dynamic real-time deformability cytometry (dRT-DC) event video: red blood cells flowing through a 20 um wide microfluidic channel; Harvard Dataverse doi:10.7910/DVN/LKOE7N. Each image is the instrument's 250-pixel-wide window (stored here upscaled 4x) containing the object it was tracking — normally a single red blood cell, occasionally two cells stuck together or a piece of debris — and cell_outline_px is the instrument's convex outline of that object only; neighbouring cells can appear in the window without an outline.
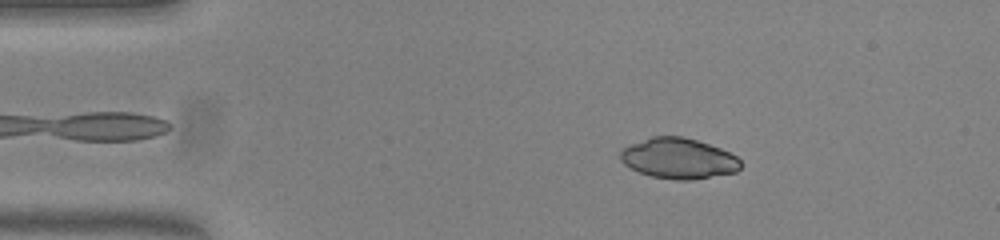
{"species": "common noctule bat (a hibernating species)", "species_latin": "Nyctalus noctula", "temperature_condition": "warm", "stored_images_in_passage": 40, "camera_frame_rate_fps": 3000, "um_per_image_px": 0.085, "animal": {"sex": "female", "body_mass_g": 23.0, "forearm_length_mm": 53.4}, "frame": {"image": 1, "passage_image": 4, "time_ms": 1.0, "image_size_px": [1000, 240], "cell_outline_px": [[740, 168], [736, 172], [688, 180], [676, 180], [652, 176], [640, 172], [624, 164], [620, 160], [620, 148], [652, 136], [680, 136], [696, 140], [720, 148], [736, 156], [740, 160]], "centroid_in_image_um": [57.64, 13.46], "position_along_channel_um": 27.4, "area_um2": 28.21}}
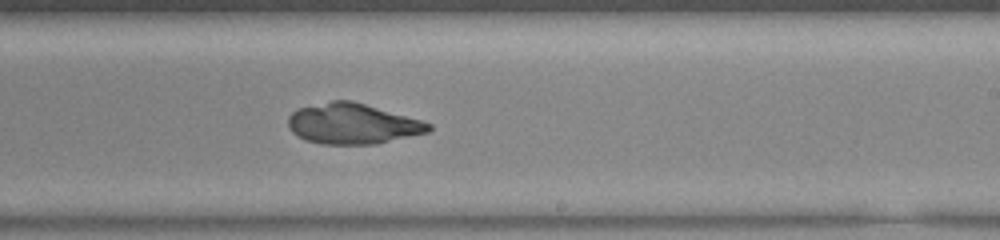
{"frame": {"image": 2, "passage_image": 27, "time_ms": 8.667, "image_size_px": [1000, 240], "cell_outline_px": [[432, 128], [428, 132], [376, 144], [320, 144], [304, 140], [292, 132], [288, 124], [288, 116], [296, 108], [332, 100], [352, 100], [420, 120], [432, 124]], "centroid_in_image_um": [29.93, 10.52], "position_along_channel_um": 259.1, "area_um2": 33.18}}
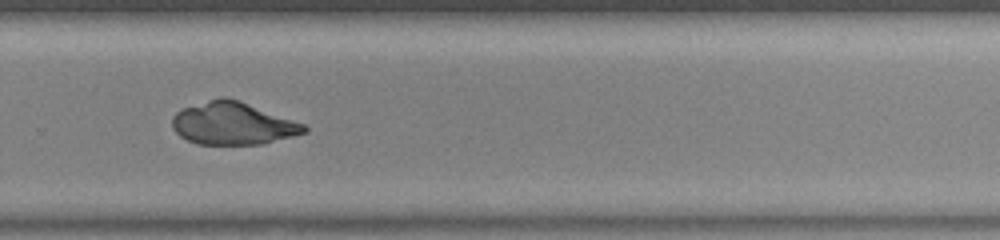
{"frame": {"image": 3, "passage_image": 31, "time_ms": 10.0, "image_size_px": [1000, 240], "cell_outline_px": [[308, 132], [264, 144], [196, 144], [180, 136], [172, 128], [172, 116], [180, 108], [220, 96], [224, 96], [236, 100], [304, 124], [308, 128]], "centroid_in_image_um": [19.75, 10.5], "position_along_channel_um": 310.1, "area_um2": 32.54}}